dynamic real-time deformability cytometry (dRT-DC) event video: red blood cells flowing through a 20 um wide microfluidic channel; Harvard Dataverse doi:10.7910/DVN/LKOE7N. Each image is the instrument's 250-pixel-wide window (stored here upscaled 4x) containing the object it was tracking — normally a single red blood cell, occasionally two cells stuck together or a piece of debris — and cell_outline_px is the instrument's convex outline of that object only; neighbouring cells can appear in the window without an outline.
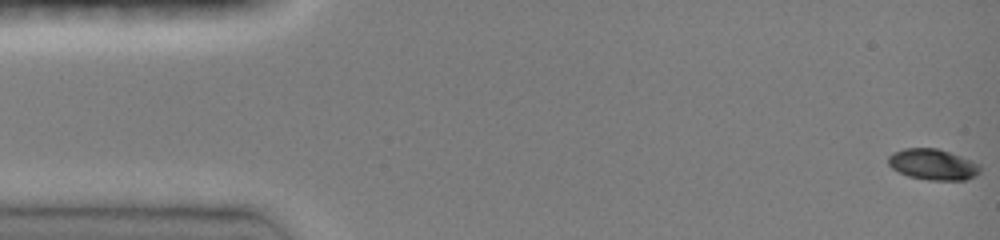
{"species": "common noctule bat (a hibernating species)", "species_latin": "Nyctalus noctula", "temperature_condition": "room temperature", "stored_images_in_passage": 17, "camera_frame_rate_fps": 3000, "um_per_image_px": 0.085, "animal": {"sex": "female", "body_mass_g": 19.0, "forearm_length_mm": 51.5}, "frame": {"image": 1, "passage_image": 1, "time_ms": 0.0, "image_size_px": [1000, 240], "cell_outline_px": [[980, 172], [976, 176], [964, 180], [928, 180], [908, 176], [892, 168], [888, 164], [888, 156], [892, 152], [904, 148], [936, 148], [972, 160], [980, 164]], "centroid_in_image_um": [79.29, 13.98], "position_along_channel_um": 5.7, "area_um2": 16.59}}
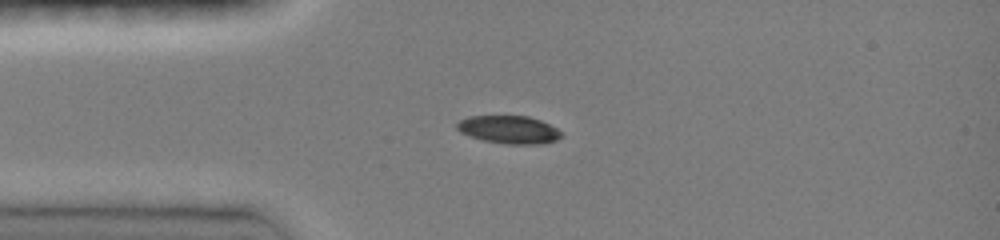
{"frame": {"image": 2, "passage_image": 9, "time_ms": 2.667, "image_size_px": [1000, 240], "cell_outline_px": [[560, 136], [556, 140], [544, 144], [508, 144], [484, 140], [468, 136], [460, 132], [456, 128], [456, 124], [460, 120], [468, 116], [528, 116], [540, 120], [556, 128], [560, 132]], "centroid_in_image_um": [43.22, 11.02], "position_along_channel_um": 41.8, "area_um2": 16.88}}